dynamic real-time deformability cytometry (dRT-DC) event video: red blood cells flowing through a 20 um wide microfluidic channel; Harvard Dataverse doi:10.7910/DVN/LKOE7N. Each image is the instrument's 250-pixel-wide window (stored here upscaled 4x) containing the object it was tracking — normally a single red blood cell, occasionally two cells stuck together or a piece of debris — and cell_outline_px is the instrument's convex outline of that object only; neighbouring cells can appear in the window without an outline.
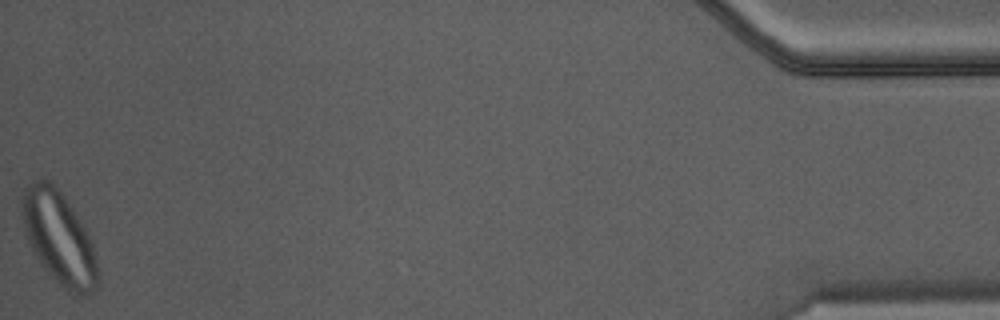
{"species": "Egyptian fruit bat (a non-hibernating species)", "species_latin": "Rousettus aegyptiacus", "temperature_condition": "warm", "stored_images_in_passage": 31, "camera_frame_rate_fps": 3000, "um_per_image_px": 0.085, "animal": {"sex": "male"}, "frame": {"image": 1, "passage_image": 31, "time_ms": 10.0, "image_size_px": [1000, 320], "cell_outline_px": [[100, 284], [88, 296], [68, 288], [60, 284], [48, 272], [32, 248], [28, 240], [24, 228], [20, 212], [20, 200], [24, 188], [32, 180], [48, 180], [60, 188], [84, 228], [92, 244], [96, 260], [100, 280]], "centroid_in_image_um": [4.99, 20.15], "position_along_channel_um": 430.2, "area_um2": 40.4}}